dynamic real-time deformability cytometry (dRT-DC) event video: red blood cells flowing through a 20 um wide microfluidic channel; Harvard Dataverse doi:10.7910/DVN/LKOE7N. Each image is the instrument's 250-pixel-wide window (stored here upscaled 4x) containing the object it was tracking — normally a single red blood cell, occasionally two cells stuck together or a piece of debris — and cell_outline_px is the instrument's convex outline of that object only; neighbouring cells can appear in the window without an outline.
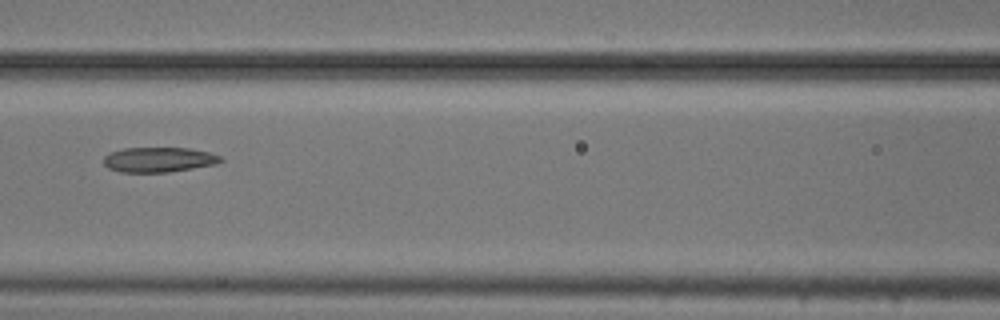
{"species": "common noctule bat (a hibernating species)", "species_latin": "Nyctalus noctula", "temperature_condition": "cold", "stored_images_in_passage": 9, "camera_frame_rate_fps": 3000, "um_per_image_px": 0.085, "animal": {"sex": "male", "body_mass_g": 20.5, "forearm_length_mm": 52.5}, "frame": {"image": 1, "passage_image": 7, "time_ms": 2.0, "image_size_px": [1000, 320], "cell_outline_px": [[224, 160], [216, 164], [168, 172], [120, 172], [108, 168], [104, 164], [104, 156], [108, 152], [124, 148], [192, 148], [208, 152], [220, 156]], "centroid_in_image_um": [13.47, 13.56], "position_along_channel_um": 153.1, "area_um2": 17.05}}
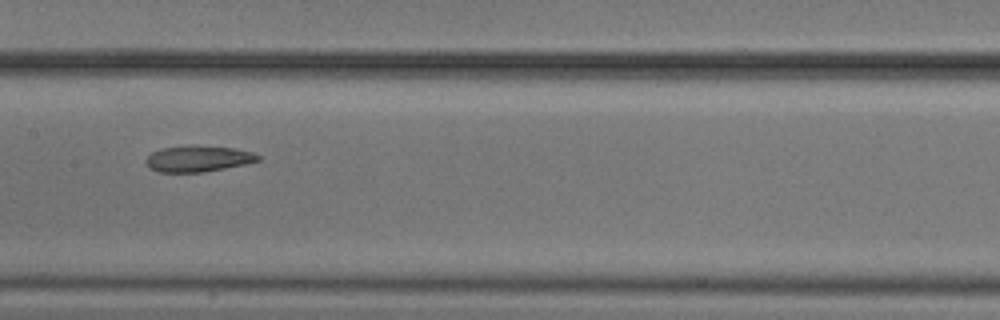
{"frame": {"image": 2, "passage_image": 8, "time_ms": 2.333, "image_size_px": [1000, 320], "cell_outline_px": [[264, 156], [260, 160], [244, 164], [204, 172], [156, 172], [148, 168], [144, 160], [152, 152], [160, 148], [236, 148], [252, 152]], "centroid_in_image_um": [16.84, 13.54], "position_along_channel_um": 190.6, "area_um2": 16.42}}
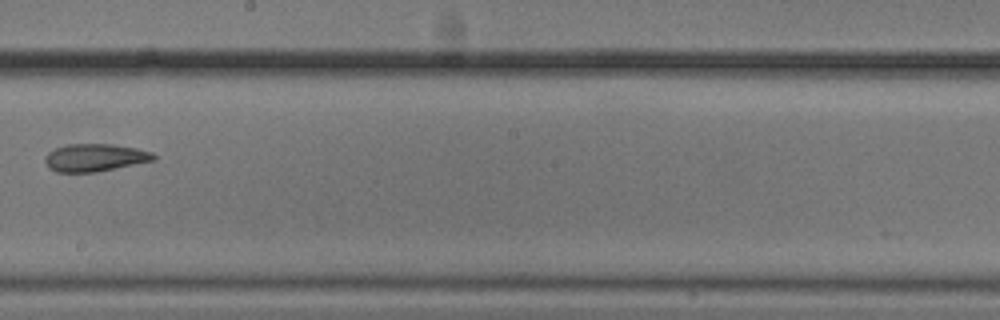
{"frame": {"image": 3, "passage_image": 9, "time_ms": 2.667, "image_size_px": [1000, 320], "cell_outline_px": [[156, 160], [96, 172], [56, 172], [48, 168], [44, 160], [44, 156], [48, 152], [56, 148], [68, 144], [112, 144], [136, 148], [152, 152], [156, 156]], "centroid_in_image_um": [8.05, 13.4], "position_along_channel_um": 240.1, "area_um2": 17.57}}